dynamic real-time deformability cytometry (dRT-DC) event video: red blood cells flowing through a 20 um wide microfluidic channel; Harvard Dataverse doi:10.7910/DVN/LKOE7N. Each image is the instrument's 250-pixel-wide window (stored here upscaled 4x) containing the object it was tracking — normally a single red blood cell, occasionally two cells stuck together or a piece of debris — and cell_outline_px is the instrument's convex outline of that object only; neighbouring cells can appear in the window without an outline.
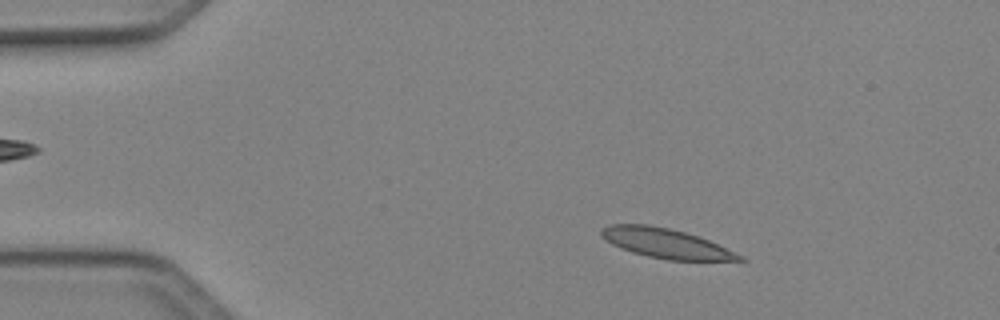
{"species": "Egyptian fruit bat (a non-hibernating species)", "species_latin": "Rousettus aegyptiacus", "temperature_condition": "cold", "stored_images_in_passage": 42, "camera_frame_rate_fps": 3000, "um_per_image_px": 0.085, "animal": {"sex": "female"}, "frame": {"image": 1, "passage_image": 1, "time_ms": 0.0, "image_size_px": [1000, 320], "cell_outline_px": [[748, 260], [668, 260], [648, 256], [632, 252], [620, 248], [612, 244], [600, 236], [600, 228], [608, 224], [648, 224], [668, 228], [684, 232], [708, 240], [744, 256]], "centroid_in_image_um": [56.54, 20.67], "position_along_channel_um": 28.5, "area_um2": 23.7}}
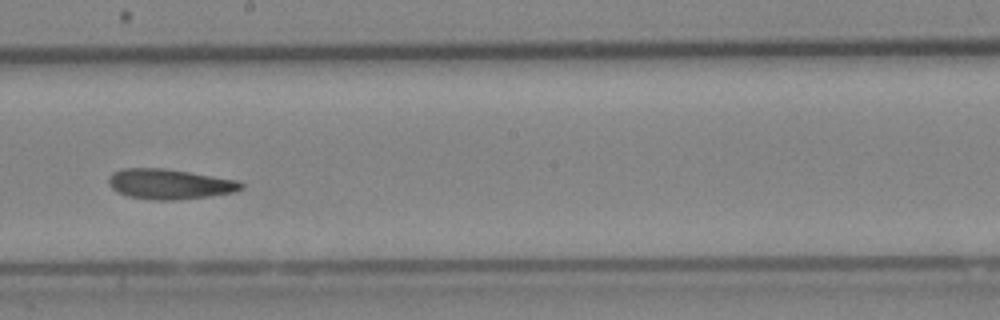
{"frame": {"image": 2, "passage_image": 21, "time_ms": 6.667, "image_size_px": [1000, 320], "cell_outline_px": [[244, 188], [236, 192], [208, 196], [172, 200], [156, 200], [128, 196], [112, 188], [108, 184], [108, 176], [112, 172], [124, 168], [164, 168], [240, 180], [244, 184]], "centroid_in_image_um": [14.44, 15.63], "position_along_channel_um": 233.8, "area_um2": 23.35}}
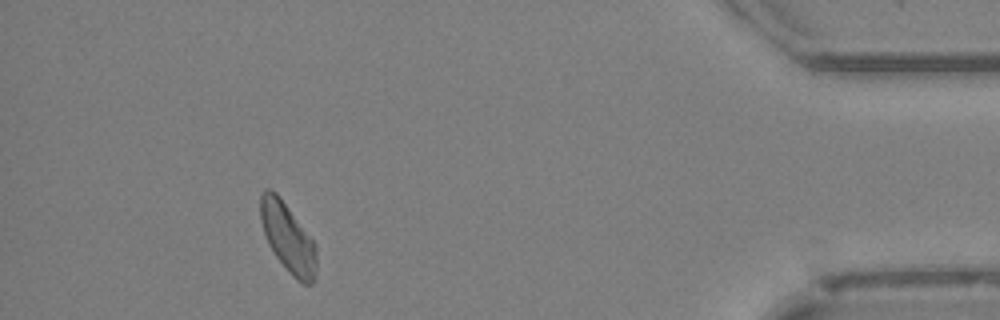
{"frame": {"image": 3, "passage_image": 38, "time_ms": 12.333, "image_size_px": [1000, 320], "cell_outline_px": [[316, 280], [312, 284], [304, 284], [296, 280], [276, 256], [268, 244], [260, 220], [260, 196], [264, 188], [272, 188], [280, 196], [316, 244]], "centroid_in_image_um": [24.47, 20.19], "position_along_channel_um": 410.7, "area_um2": 22.72}, "authors_computed_cell_mechanics": {"area_um2": 23.12, "velocity_mm_per_s": 4.0831, "shape_relaxation_time_tau1_ms": 4.5239, "shape_relaxation_time_tau2_ms": 4.3975, "deformation_change_tau1": 0.1362, "deformation_change_tau2": 0.1286}}